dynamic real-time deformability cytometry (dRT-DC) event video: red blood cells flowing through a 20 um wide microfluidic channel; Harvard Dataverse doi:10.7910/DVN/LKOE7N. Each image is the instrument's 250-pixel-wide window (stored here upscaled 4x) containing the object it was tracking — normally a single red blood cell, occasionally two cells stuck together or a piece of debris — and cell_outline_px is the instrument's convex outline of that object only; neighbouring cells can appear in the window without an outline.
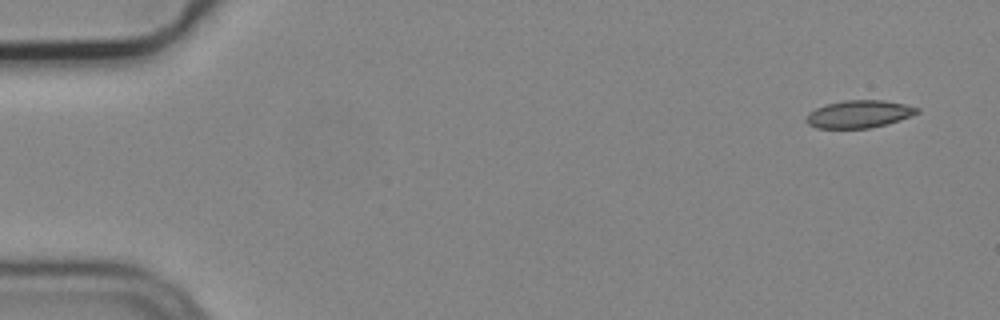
{"species": "common noctule bat (a hibernating species)", "species_latin": "Nyctalus noctula", "temperature_condition": "cold", "stored_images_in_passage": 8, "camera_frame_rate_fps": 3000, "um_per_image_px": 0.085, "animal": {"sex": "male", "body_mass_g": 19.2, "forearm_length_mm": 51.8}, "frame": {"image": 1, "passage_image": 1, "time_ms": 0.0, "image_size_px": [1000, 320], "cell_outline_px": [[920, 112], [912, 116], [900, 120], [872, 128], [816, 128], [808, 124], [804, 120], [804, 116], [808, 112], [816, 108], [828, 104], [844, 100], [884, 100], [904, 104], [920, 108]], "centroid_in_image_um": [73.01, 9.7], "position_along_channel_um": 12.0, "area_um2": 17.98}}
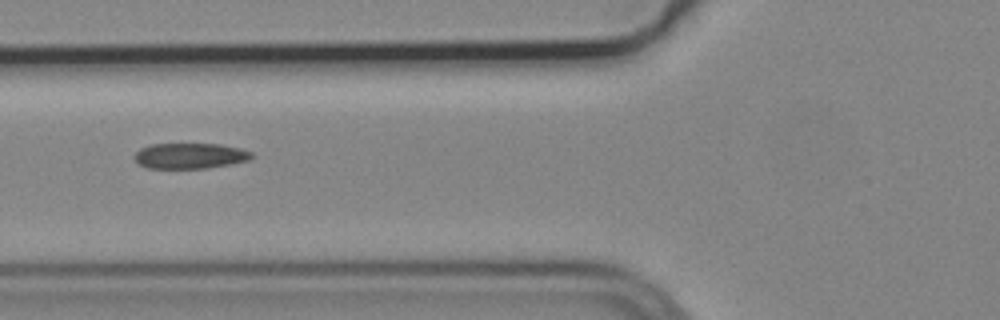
{"frame": {"image": 2, "passage_image": 6, "time_ms": 1.667, "image_size_px": [1000, 320], "cell_outline_px": [[252, 156], [248, 160], [232, 164], [204, 168], [148, 168], [140, 164], [132, 156], [140, 148], [148, 144], [220, 144], [240, 148], [252, 152]], "centroid_in_image_um": [16.13, 13.24], "position_along_channel_um": 109.7, "area_um2": 17.46}}
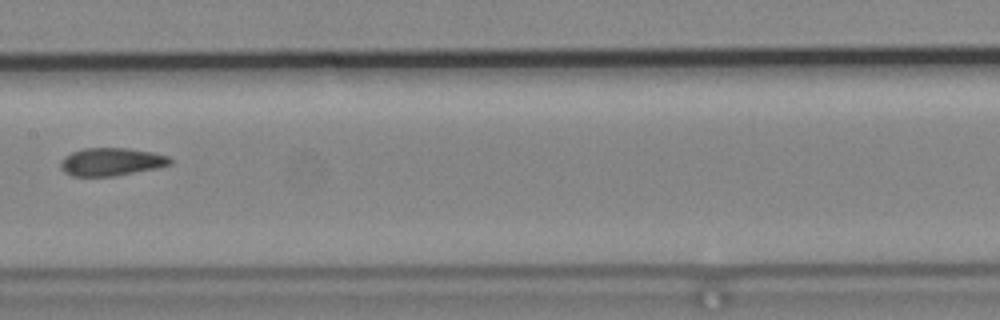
{"frame": {"image": 3, "passage_image": 8, "time_ms": 2.333, "image_size_px": [1000, 320], "cell_outline_px": [[172, 164], [160, 168], [116, 176], [72, 176], [64, 172], [60, 168], [60, 160], [64, 156], [72, 152], [84, 148], [128, 148], [152, 152], [168, 156], [172, 160]], "centroid_in_image_um": [9.47, 13.76], "position_along_channel_um": 197.9, "area_um2": 18.09}}